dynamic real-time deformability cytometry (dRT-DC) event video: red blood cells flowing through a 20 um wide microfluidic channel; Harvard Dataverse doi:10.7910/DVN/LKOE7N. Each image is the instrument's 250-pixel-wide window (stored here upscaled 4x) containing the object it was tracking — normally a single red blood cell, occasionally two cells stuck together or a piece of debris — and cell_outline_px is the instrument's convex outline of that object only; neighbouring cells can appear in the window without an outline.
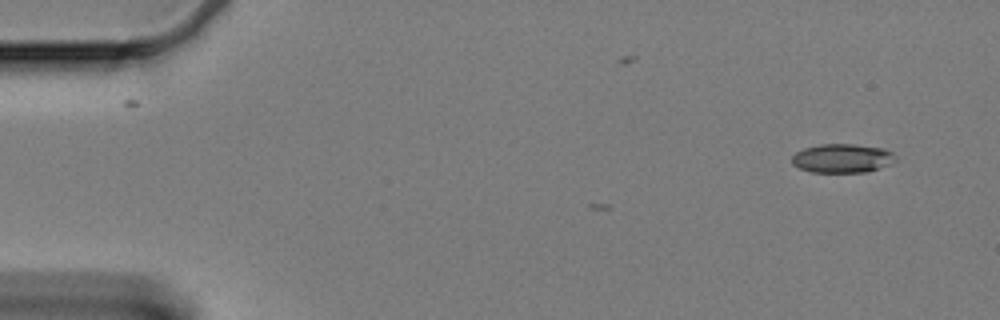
{"species": "Egyptian fruit bat (a non-hibernating species)", "species_latin": "Rousettus aegyptiacus", "temperature_condition": "cold", "stored_images_in_passage": 3, "camera_frame_rate_fps": 3000, "um_per_image_px": 0.085, "animal": {"sex": "female"}, "frame": {"image": 1, "passage_image": 3, "time_ms": 0.667, "image_size_px": [1000, 320], "cell_outline_px": [[896, 160], [888, 164], [868, 172], [812, 172], [800, 168], [792, 164], [792, 156], [796, 152], [804, 148], [820, 144], [852, 144], [884, 148], [892, 152], [896, 156]], "centroid_in_image_um": [71.59, 13.45], "position_along_channel_um": 13.4, "area_um2": 17.4}}